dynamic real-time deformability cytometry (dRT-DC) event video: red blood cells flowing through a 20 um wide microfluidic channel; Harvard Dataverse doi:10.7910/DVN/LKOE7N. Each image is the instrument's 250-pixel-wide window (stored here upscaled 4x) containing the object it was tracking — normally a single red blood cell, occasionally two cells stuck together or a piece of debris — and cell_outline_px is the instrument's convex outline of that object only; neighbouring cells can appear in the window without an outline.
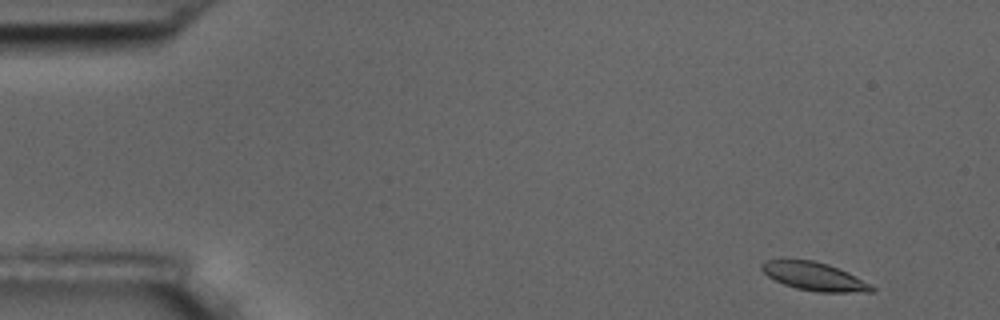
{"species": "common noctule bat (a hibernating species)", "species_latin": "Nyctalus noctula", "temperature_condition": "room temperature", "stored_images_in_passage": 9, "camera_frame_rate_fps": 3000, "um_per_image_px": 0.085, "animal": {"sex": "male", "body_mass_g": 17.5, "forearm_length_mm": 52.3}, "frame": {"image": 1, "passage_image": 1, "time_ms": 0.0, "image_size_px": [1000, 320], "cell_outline_px": [[876, 288], [872, 292], [816, 292], [796, 288], [784, 284], [768, 276], [760, 268], [760, 264], [764, 260], [780, 256], [812, 260], [828, 264], [848, 272], [872, 284]], "centroid_in_image_um": [69.15, 23.44], "position_along_channel_um": 15.9, "area_um2": 18.79}}
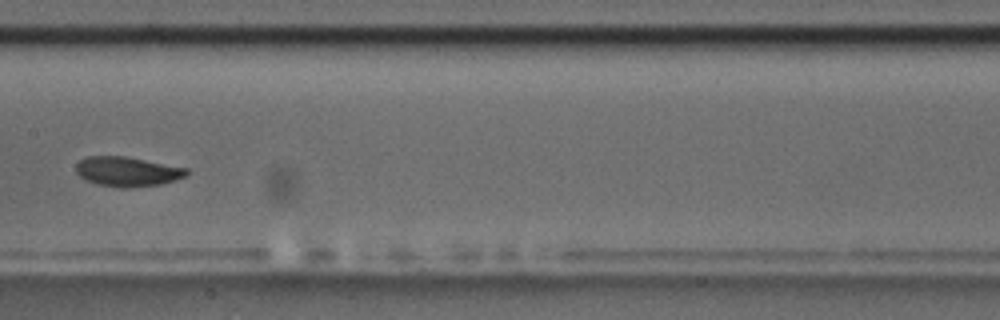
{"frame": {"image": 2, "passage_image": 8, "time_ms": 8.333, "image_size_px": [1000, 320], "cell_outline_px": [[188, 172], [184, 176], [176, 180], [160, 184], [128, 188], [120, 188], [96, 184], [80, 176], [76, 172], [76, 164], [80, 160], [88, 156], [124, 156], [188, 168]], "centroid_in_image_um": [10.81, 14.58], "position_along_channel_um": 196.6, "area_um2": 19.02}}
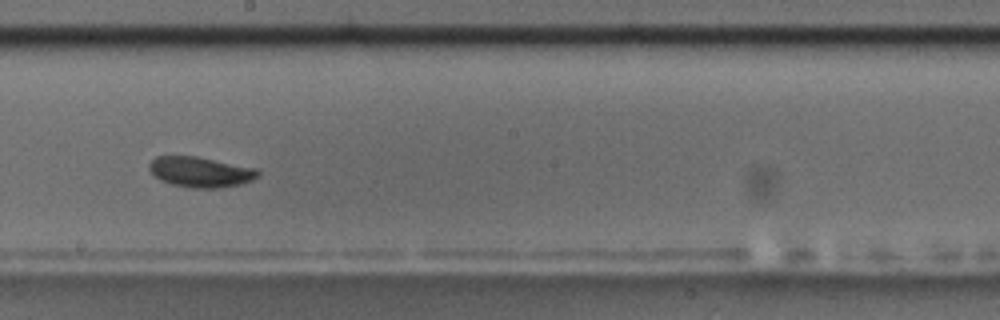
{"frame": {"image": 3, "passage_image": 9, "time_ms": 9.333, "image_size_px": [1000, 320], "cell_outline_px": [[260, 176], [252, 180], [240, 184], [216, 188], [192, 188], [172, 184], [160, 180], [148, 168], [148, 164], [156, 156], [196, 156], [256, 168], [260, 172]], "centroid_in_image_um": [17.05, 14.61], "position_along_channel_um": 231.2, "area_um2": 19.19}}